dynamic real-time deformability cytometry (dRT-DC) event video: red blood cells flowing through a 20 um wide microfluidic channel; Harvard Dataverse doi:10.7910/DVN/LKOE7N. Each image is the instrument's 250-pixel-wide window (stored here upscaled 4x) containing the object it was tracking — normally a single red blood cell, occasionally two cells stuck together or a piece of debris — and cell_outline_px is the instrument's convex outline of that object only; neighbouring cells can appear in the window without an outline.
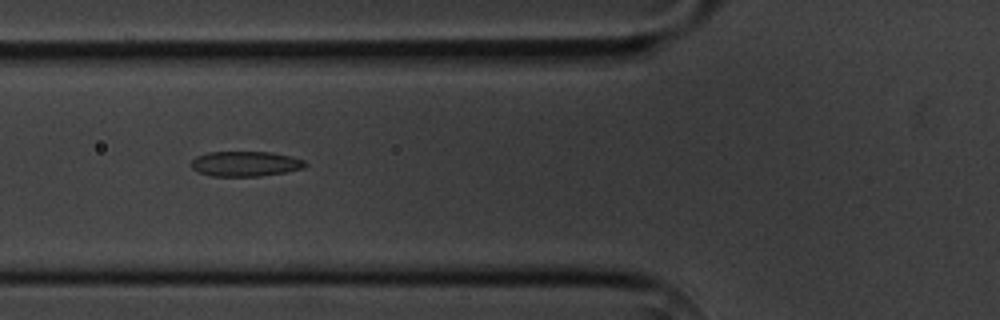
{"species": "common noctule bat (a hibernating species)", "species_latin": "Nyctalus noctula", "temperature_condition": "cold", "stored_images_in_passage": 5, "camera_frame_rate_fps": 3000, "um_per_image_px": 0.085, "animal": {"sex": "male", "body_mass_g": 20.1, "forearm_length_mm": 53.5}, "frame": {"image": 1, "passage_image": 2, "time_ms": 1.0, "image_size_px": [1000, 320], "cell_outline_px": [[308, 164], [304, 168], [284, 172], [260, 176], [212, 176], [200, 172], [192, 168], [192, 160], [196, 156], [208, 152], [272, 152], [292, 156], [304, 160]], "centroid_in_image_um": [20.89, 13.91], "position_along_channel_um": 104.9, "area_um2": 16.65}}
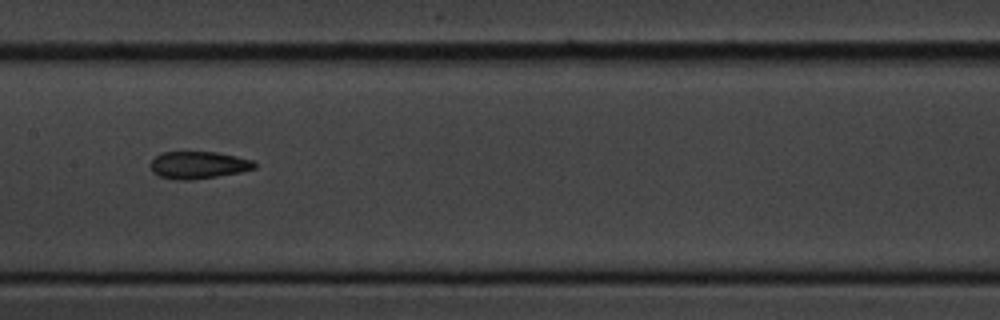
{"frame": {"image": 2, "passage_image": 4, "time_ms": 3.333, "image_size_px": [1000, 320], "cell_outline_px": [[256, 168], [240, 172], [192, 180], [176, 180], [160, 176], [152, 172], [148, 164], [160, 152], [216, 152], [236, 156], [252, 160], [256, 164]], "centroid_in_image_um": [16.82, 14.03], "position_along_channel_um": 190.6, "area_um2": 16.59}}
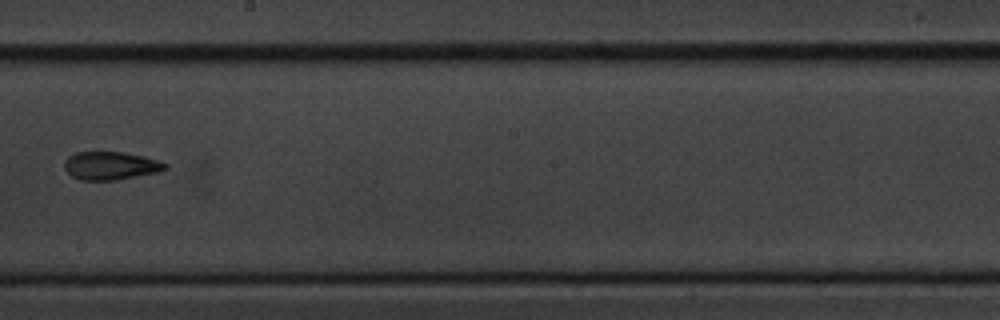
{"frame": {"image": 3, "passage_image": 5, "time_ms": 4.667, "image_size_px": [1000, 320], "cell_outline_px": [[168, 168], [160, 172], [116, 180], [80, 180], [72, 176], [64, 168], [64, 160], [68, 156], [76, 152], [124, 152], [144, 156], [168, 164]], "centroid_in_image_um": [9.41, 14.08], "position_along_channel_um": 238.8, "area_um2": 16.65}}